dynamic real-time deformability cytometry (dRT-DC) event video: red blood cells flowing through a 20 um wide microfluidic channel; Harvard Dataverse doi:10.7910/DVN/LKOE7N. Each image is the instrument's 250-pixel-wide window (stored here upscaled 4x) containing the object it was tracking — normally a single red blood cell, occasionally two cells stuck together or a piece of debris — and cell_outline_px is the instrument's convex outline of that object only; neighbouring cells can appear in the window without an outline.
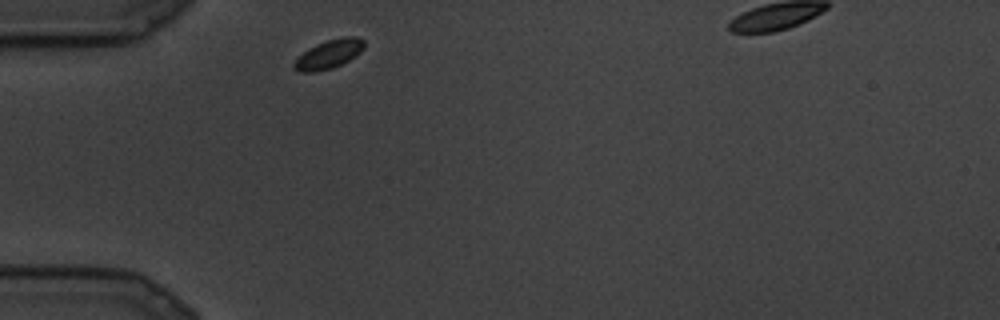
{"species": "common noctule bat (a hibernating species)", "species_latin": "Nyctalus noctula", "temperature_condition": "cold", "stored_images_in_passage": 5, "camera_frame_rate_fps": 3000, "um_per_image_px": 0.085, "animal": {"sex": "male", "body_mass_g": 19.5, "forearm_length_mm": 54.6}, "frame": {"image": 1, "passage_image": 1, "time_ms": 0.0, "image_size_px": [1000, 320], "cell_outline_px": [[364, 48], [356, 56], [332, 68], [316, 72], [300, 72], [292, 68], [292, 64], [308, 48], [316, 44], [328, 40], [344, 36], [356, 36], [364, 40]], "centroid_in_image_um": [27.95, 4.6], "position_along_channel_um": 57.0, "area_um2": 11.73}}
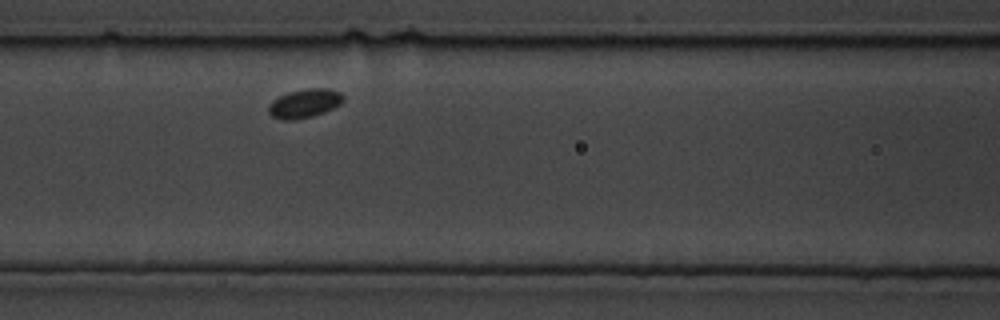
{"frame": {"image": 2, "passage_image": 5, "time_ms": 1.333, "image_size_px": [1000, 320], "cell_outline_px": [[344, 100], [340, 104], [324, 112], [312, 116], [296, 120], [280, 120], [272, 116], [268, 112], [268, 104], [272, 100], [288, 92], [308, 88], [328, 88], [340, 92], [344, 96]], "centroid_in_image_um": [25.87, 8.79], "position_along_channel_um": 140.7, "area_um2": 12.66}}